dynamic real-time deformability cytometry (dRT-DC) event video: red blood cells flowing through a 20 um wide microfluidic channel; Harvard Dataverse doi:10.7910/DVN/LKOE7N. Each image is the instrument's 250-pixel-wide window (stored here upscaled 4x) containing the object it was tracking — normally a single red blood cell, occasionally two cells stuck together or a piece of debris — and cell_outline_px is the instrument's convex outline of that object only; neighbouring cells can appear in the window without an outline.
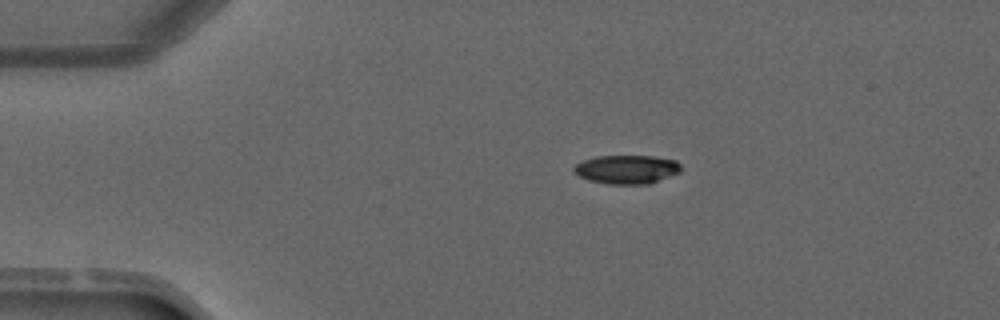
{"species": "common noctule bat (a hibernating species)", "species_latin": "Nyctalus noctula", "temperature_condition": "warm", "stored_images_in_passage": 3, "segment_of_instrument_passage": [1, 2], "camera_frame_rate_fps": 3000, "um_per_image_px": 0.085, "animal": {"sex": "male", "forearm_length_mm": 52.5}, "frame": {"image": 1, "passage_image": 1, "time_ms": 0.0, "image_size_px": [1000, 320], "cell_outline_px": [[680, 172], [648, 184], [608, 184], [588, 180], [572, 172], [572, 168], [576, 164], [584, 160], [596, 156], [656, 156], [676, 160], [680, 164]], "centroid_in_image_um": [53.25, 14.39], "position_along_channel_um": 31.7, "area_um2": 17.98}}